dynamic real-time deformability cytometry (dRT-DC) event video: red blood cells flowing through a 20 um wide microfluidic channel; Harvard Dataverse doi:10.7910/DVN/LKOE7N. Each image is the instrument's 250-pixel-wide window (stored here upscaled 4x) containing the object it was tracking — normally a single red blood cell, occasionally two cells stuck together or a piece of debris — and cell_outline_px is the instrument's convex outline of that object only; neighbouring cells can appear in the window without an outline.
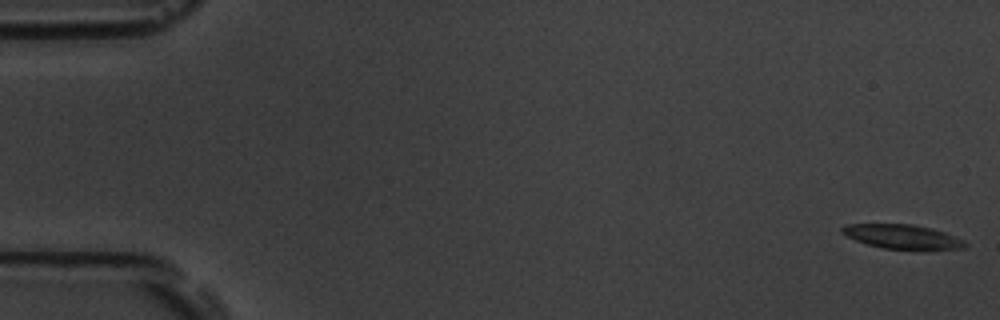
{"species": "common noctule bat (a hibernating species)", "species_latin": "Nyctalus noctula", "temperature_condition": "room temperature", "stored_images_in_passage": 57, "camera_frame_rate_fps": 3000, "um_per_image_px": 0.085, "animal": {"sex": "male", "body_mass_g": 19.5, "forearm_length_mm": 54.6}, "frame": {"image": 1, "passage_image": 1, "time_ms": 0.0, "image_size_px": [1000, 320], "cell_outline_px": [[968, 244], [964, 248], [884, 248], [868, 244], [856, 240], [840, 232], [840, 228], [848, 224], [912, 224], [932, 228], [944, 232], [964, 240]], "centroid_in_image_um": [76.67, 20.08], "position_along_channel_um": 8.3, "area_um2": 16.82}}
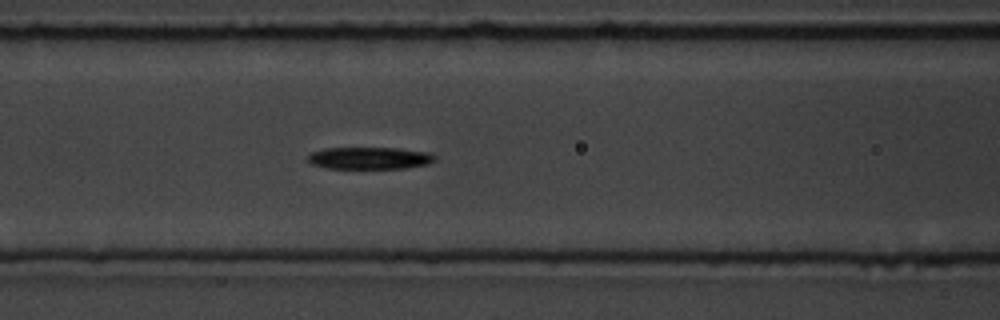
{"frame": {"image": 2, "passage_image": 24, "time_ms": 7.667, "image_size_px": [1000, 320], "cell_outline_px": [[436, 160], [428, 164], [404, 168], [328, 168], [312, 164], [308, 160], [308, 156], [312, 152], [324, 148], [400, 148], [428, 152], [436, 156]], "centroid_in_image_um": [31.45, 13.43], "position_along_channel_um": 135.2, "area_um2": 16.3}}
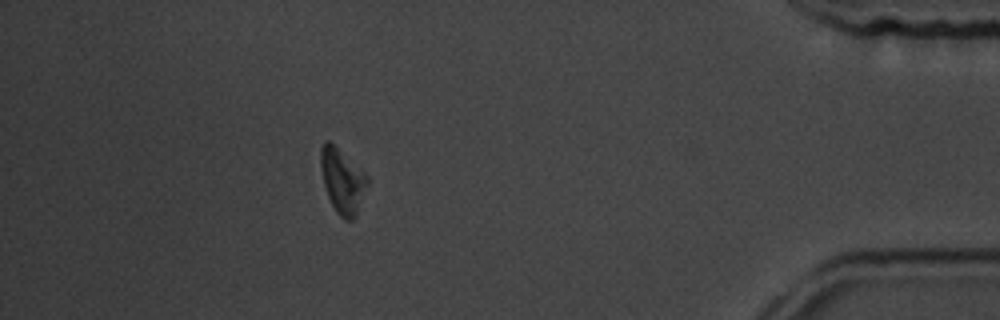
{"frame": {"image": 3, "passage_image": 51, "time_ms": 16.667, "image_size_px": [1000, 320], "cell_outline_px": [[368, 184], [356, 216], [352, 220], [344, 220], [336, 212], [328, 196], [324, 184], [320, 168], [320, 148], [328, 140], [368, 176]], "centroid_in_image_um": [29.1, 15.41], "position_along_channel_um": 406.1, "area_um2": 17.22}, "authors_computed_cell_mechanics": {"area_um2": 17.1088, "velocity_mm_per_s": 3.561, "shape_relaxation_time_tau1_ms": 2.4787, "shape_relaxation_time_tau2_ms": null, "deformation_change_tau1": 0.1416, "deformation_change_tau2": null}}